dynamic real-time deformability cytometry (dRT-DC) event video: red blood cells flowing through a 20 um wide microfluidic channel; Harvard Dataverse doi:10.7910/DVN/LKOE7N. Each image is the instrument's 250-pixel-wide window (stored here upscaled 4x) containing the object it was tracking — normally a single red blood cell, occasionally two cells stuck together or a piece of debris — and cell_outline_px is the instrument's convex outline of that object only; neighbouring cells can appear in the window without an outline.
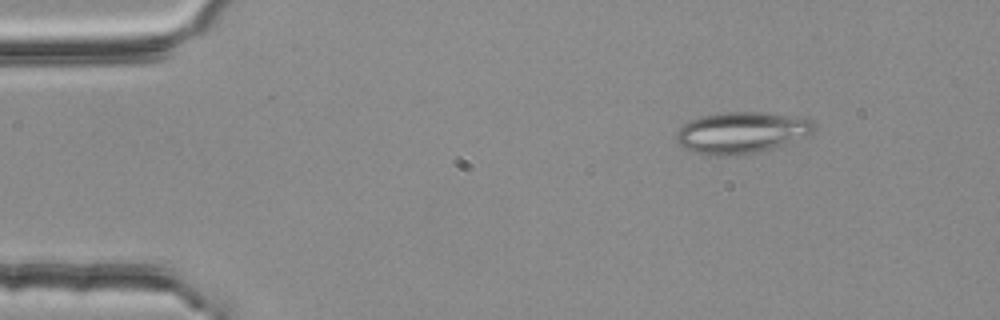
{"species": "common noctule bat (a hibernating species)", "species_latin": "Nyctalus noctula", "temperature_condition": "room temperature", "stored_images_in_passage": 5, "camera_frame_rate_fps": 3000, "um_per_image_px": 0.085, "animal": {"sex": "female", "body_mass_g": 25.1}, "frame": {"image": 1, "passage_image": 2, "time_ms": 0.333, "image_size_px": [1000, 320], "cell_outline_px": [[816, 128], [812, 132], [804, 136], [784, 144], [772, 148], [756, 152], [736, 156], [708, 156], [692, 152], [684, 148], [676, 140], [676, 132], [688, 120], [700, 116], [720, 112], [764, 112], [812, 120]], "centroid_in_image_um": [62.94, 11.28], "position_along_channel_um": 22.1, "area_um2": 33.29}}